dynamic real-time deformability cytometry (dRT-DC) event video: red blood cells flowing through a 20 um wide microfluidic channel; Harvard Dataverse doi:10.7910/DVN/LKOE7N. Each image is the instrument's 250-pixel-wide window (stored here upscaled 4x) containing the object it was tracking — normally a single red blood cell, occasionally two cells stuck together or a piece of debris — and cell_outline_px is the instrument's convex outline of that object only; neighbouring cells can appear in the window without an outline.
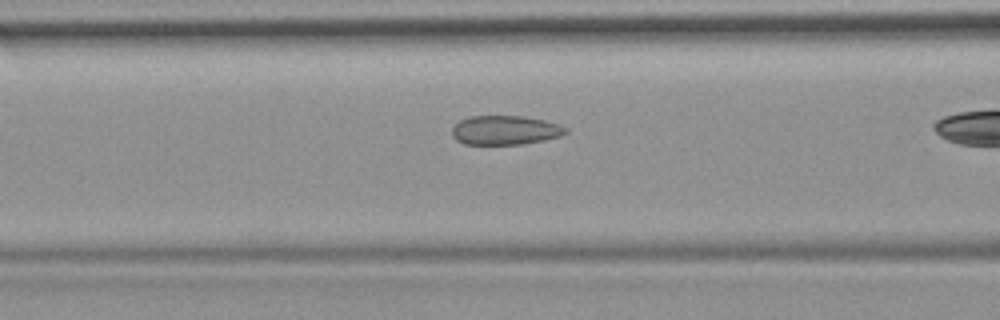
{"species": "common noctule bat (a hibernating species)", "species_latin": "Nyctalus noctula", "temperature_condition": "room temperature", "stored_images_in_passage": 37, "camera_frame_rate_fps": 3000, "um_per_image_px": 0.085, "animal": {"sex": "female", "body_mass_g": 19.9}, "frame": {"image": 1, "passage_image": 16, "time_ms": 5.0, "image_size_px": [1000, 320], "cell_outline_px": [[568, 132], [560, 136], [544, 140], [524, 144], [464, 144], [456, 140], [452, 136], [452, 128], [460, 120], [468, 116], [524, 116], [544, 120], [560, 124], [568, 128]], "centroid_in_image_um": [42.95, 11.06], "position_along_channel_um": 123.6, "area_um2": 19.48}}